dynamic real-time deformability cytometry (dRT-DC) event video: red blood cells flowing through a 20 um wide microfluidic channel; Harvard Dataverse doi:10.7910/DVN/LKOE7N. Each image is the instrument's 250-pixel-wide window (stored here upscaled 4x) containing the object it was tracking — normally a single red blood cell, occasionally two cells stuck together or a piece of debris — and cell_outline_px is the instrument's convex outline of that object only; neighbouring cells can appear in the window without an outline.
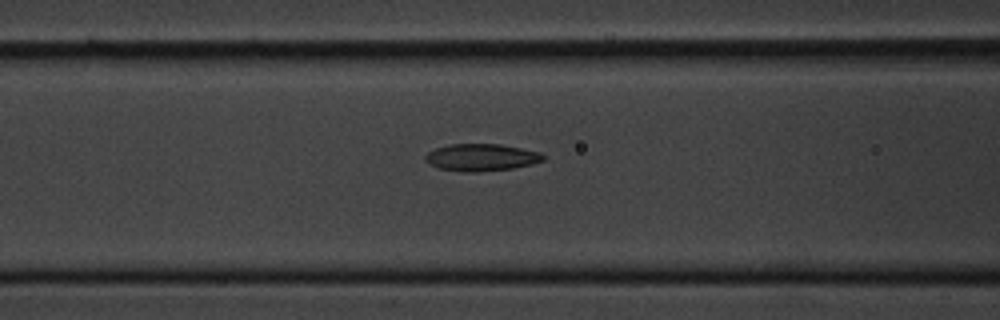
{"species": "common noctule bat (a hibernating species)", "species_latin": "Nyctalus noctula", "temperature_condition": "cold", "stored_images_in_passage": 14, "camera_frame_rate_fps": 3000, "um_per_image_px": 0.085, "animal": {"sex": "male", "body_mass_g": 20.1, "forearm_length_mm": 53.5}, "frame": {"image": 1, "passage_image": 12, "time_ms": 3.667, "image_size_px": [1000, 320], "cell_outline_px": [[544, 160], [532, 164], [512, 168], [476, 172], [464, 172], [436, 168], [428, 164], [424, 160], [424, 156], [428, 152], [436, 148], [448, 144], [500, 144], [540, 152], [544, 156]], "centroid_in_image_um": [40.86, 13.38], "position_along_channel_um": 125.7, "area_um2": 18.73}}